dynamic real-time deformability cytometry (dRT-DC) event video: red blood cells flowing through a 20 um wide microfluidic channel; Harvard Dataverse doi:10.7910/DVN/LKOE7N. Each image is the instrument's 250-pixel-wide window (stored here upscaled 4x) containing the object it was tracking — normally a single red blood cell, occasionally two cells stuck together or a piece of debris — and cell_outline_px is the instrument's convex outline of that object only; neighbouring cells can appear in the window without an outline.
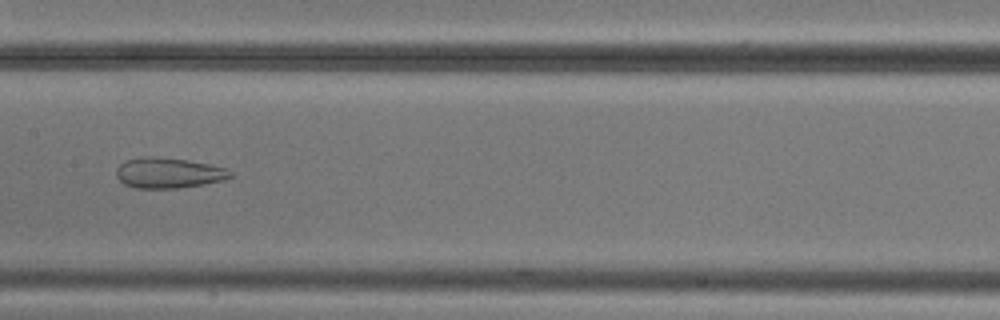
{"species": "common noctule bat (a hibernating species)", "species_latin": "Nyctalus noctula", "temperature_condition": "cold", "stored_images_in_passage": 12, "camera_frame_rate_fps": 3000, "um_per_image_px": 0.085, "animal": {"sex": "male", "body_mass_g": 20.5, "forearm_length_mm": 52.5}, "frame": {"image": 1, "passage_image": 7, "time_ms": 8.0, "image_size_px": [1000, 320], "cell_outline_px": [[232, 176], [224, 180], [204, 184], [176, 188], [136, 188], [124, 184], [116, 176], [116, 168], [124, 160], [144, 156], [156, 156], [188, 160], [228, 168], [232, 172]], "centroid_in_image_um": [14.31, 14.69], "position_along_channel_um": 193.1, "area_um2": 20.4}}
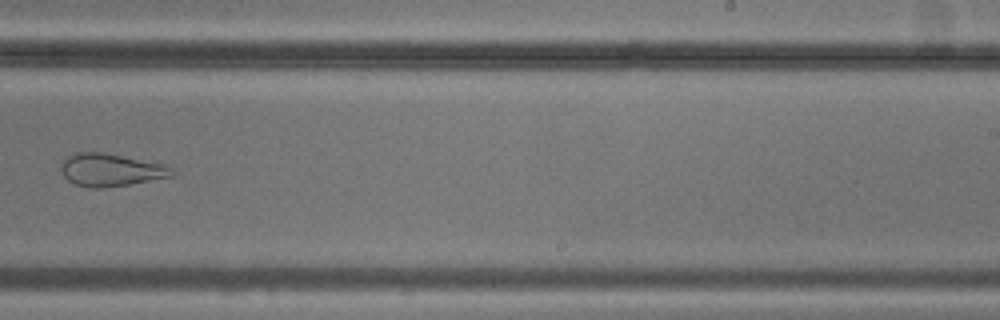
{"frame": {"image": 2, "passage_image": 9, "time_ms": 10.333, "image_size_px": [1000, 320], "cell_outline_px": [[176, 172], [172, 176], [128, 184], [100, 188], [88, 188], [76, 184], [68, 180], [64, 176], [60, 168], [60, 164], [68, 156], [76, 152], [104, 152], [164, 164]], "centroid_in_image_um": [9.38, 14.43], "position_along_channel_um": 279.6, "area_um2": 20.98}}